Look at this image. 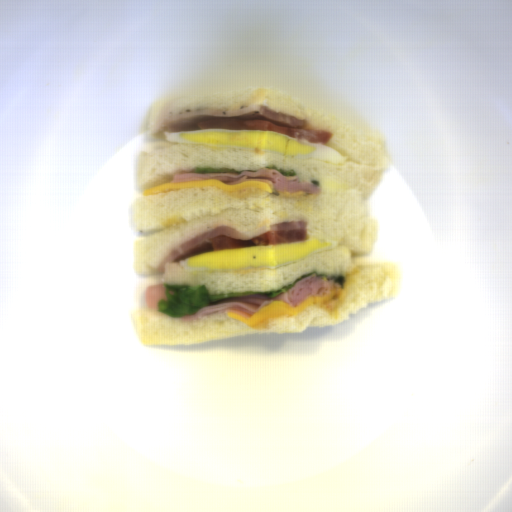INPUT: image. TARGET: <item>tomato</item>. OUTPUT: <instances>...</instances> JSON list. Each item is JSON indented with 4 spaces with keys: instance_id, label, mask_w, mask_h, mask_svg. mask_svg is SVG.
<instances>
[{
    "instance_id": "2",
    "label": "tomato",
    "mask_w": 512,
    "mask_h": 512,
    "mask_svg": "<svg viewBox=\"0 0 512 512\" xmlns=\"http://www.w3.org/2000/svg\"><path fill=\"white\" fill-rule=\"evenodd\" d=\"M309 235L304 229H280L269 231L249 240H236L231 236L220 235L209 240L212 243V251H220L231 248H251L282 243H296L307 241Z\"/></svg>"
},
{
    "instance_id": "1",
    "label": "tomato",
    "mask_w": 512,
    "mask_h": 512,
    "mask_svg": "<svg viewBox=\"0 0 512 512\" xmlns=\"http://www.w3.org/2000/svg\"><path fill=\"white\" fill-rule=\"evenodd\" d=\"M199 130L206 128H239L283 133L309 143L329 144L333 133L318 128H290L279 126L269 120L201 118L196 123Z\"/></svg>"
}]
</instances>
